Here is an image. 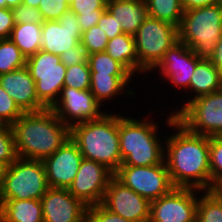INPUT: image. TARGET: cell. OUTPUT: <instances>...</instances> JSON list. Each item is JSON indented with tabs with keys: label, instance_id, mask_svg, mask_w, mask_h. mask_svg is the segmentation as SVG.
<instances>
[{
	"label": "cell",
	"instance_id": "49",
	"mask_svg": "<svg viewBox=\"0 0 222 222\" xmlns=\"http://www.w3.org/2000/svg\"><path fill=\"white\" fill-rule=\"evenodd\" d=\"M3 219V206H2V202L0 201V222H2Z\"/></svg>",
	"mask_w": 222,
	"mask_h": 222
},
{
	"label": "cell",
	"instance_id": "36",
	"mask_svg": "<svg viewBox=\"0 0 222 222\" xmlns=\"http://www.w3.org/2000/svg\"><path fill=\"white\" fill-rule=\"evenodd\" d=\"M39 11L44 21L58 20L69 9L67 0H41Z\"/></svg>",
	"mask_w": 222,
	"mask_h": 222
},
{
	"label": "cell",
	"instance_id": "34",
	"mask_svg": "<svg viewBox=\"0 0 222 222\" xmlns=\"http://www.w3.org/2000/svg\"><path fill=\"white\" fill-rule=\"evenodd\" d=\"M17 159L12 130H0V164L10 166Z\"/></svg>",
	"mask_w": 222,
	"mask_h": 222
},
{
	"label": "cell",
	"instance_id": "45",
	"mask_svg": "<svg viewBox=\"0 0 222 222\" xmlns=\"http://www.w3.org/2000/svg\"><path fill=\"white\" fill-rule=\"evenodd\" d=\"M23 0H6V8H13L22 4Z\"/></svg>",
	"mask_w": 222,
	"mask_h": 222
},
{
	"label": "cell",
	"instance_id": "40",
	"mask_svg": "<svg viewBox=\"0 0 222 222\" xmlns=\"http://www.w3.org/2000/svg\"><path fill=\"white\" fill-rule=\"evenodd\" d=\"M97 25L103 29L109 40L123 33L121 23H118L107 9L102 14Z\"/></svg>",
	"mask_w": 222,
	"mask_h": 222
},
{
	"label": "cell",
	"instance_id": "8",
	"mask_svg": "<svg viewBox=\"0 0 222 222\" xmlns=\"http://www.w3.org/2000/svg\"><path fill=\"white\" fill-rule=\"evenodd\" d=\"M48 188L43 160L17 158L5 169L0 199L40 200Z\"/></svg>",
	"mask_w": 222,
	"mask_h": 222
},
{
	"label": "cell",
	"instance_id": "42",
	"mask_svg": "<svg viewBox=\"0 0 222 222\" xmlns=\"http://www.w3.org/2000/svg\"><path fill=\"white\" fill-rule=\"evenodd\" d=\"M183 11H189L204 6L222 4V0H181Z\"/></svg>",
	"mask_w": 222,
	"mask_h": 222
},
{
	"label": "cell",
	"instance_id": "35",
	"mask_svg": "<svg viewBox=\"0 0 222 222\" xmlns=\"http://www.w3.org/2000/svg\"><path fill=\"white\" fill-rule=\"evenodd\" d=\"M15 24H43L44 19L41 12L36 7H31L25 4H20L11 8Z\"/></svg>",
	"mask_w": 222,
	"mask_h": 222
},
{
	"label": "cell",
	"instance_id": "6",
	"mask_svg": "<svg viewBox=\"0 0 222 222\" xmlns=\"http://www.w3.org/2000/svg\"><path fill=\"white\" fill-rule=\"evenodd\" d=\"M222 36V4L184 11L178 27V41L200 59H209Z\"/></svg>",
	"mask_w": 222,
	"mask_h": 222
},
{
	"label": "cell",
	"instance_id": "24",
	"mask_svg": "<svg viewBox=\"0 0 222 222\" xmlns=\"http://www.w3.org/2000/svg\"><path fill=\"white\" fill-rule=\"evenodd\" d=\"M3 206V219L8 222H43V209L40 200L0 199Z\"/></svg>",
	"mask_w": 222,
	"mask_h": 222
},
{
	"label": "cell",
	"instance_id": "1",
	"mask_svg": "<svg viewBox=\"0 0 222 222\" xmlns=\"http://www.w3.org/2000/svg\"><path fill=\"white\" fill-rule=\"evenodd\" d=\"M153 102V106L155 104L157 106L159 103L157 106L158 108L154 106L153 109L152 106V108L149 107L147 110L146 108H143L142 103V108H137L138 111L136 112L132 109V111L128 113L123 111L122 113H119L120 166H153L164 162L166 139V135L164 134L167 133L168 126L176 119V117L168 109L162 108L161 106L163 104L160 105V102ZM142 109L147 111L143 112L146 116L139 111ZM152 110H154V112L156 111L158 116ZM137 112H140L143 117ZM154 114H156V117ZM160 114H163L162 117Z\"/></svg>",
	"mask_w": 222,
	"mask_h": 222
},
{
	"label": "cell",
	"instance_id": "3",
	"mask_svg": "<svg viewBox=\"0 0 222 222\" xmlns=\"http://www.w3.org/2000/svg\"><path fill=\"white\" fill-rule=\"evenodd\" d=\"M11 128L17 158L44 160L70 139V128L51 108L23 113Z\"/></svg>",
	"mask_w": 222,
	"mask_h": 222
},
{
	"label": "cell",
	"instance_id": "38",
	"mask_svg": "<svg viewBox=\"0 0 222 222\" xmlns=\"http://www.w3.org/2000/svg\"><path fill=\"white\" fill-rule=\"evenodd\" d=\"M87 212L91 222H133L111 212L101 203L89 206Z\"/></svg>",
	"mask_w": 222,
	"mask_h": 222
},
{
	"label": "cell",
	"instance_id": "26",
	"mask_svg": "<svg viewBox=\"0 0 222 222\" xmlns=\"http://www.w3.org/2000/svg\"><path fill=\"white\" fill-rule=\"evenodd\" d=\"M108 0H72L69 9L78 16L82 32L96 26L106 10Z\"/></svg>",
	"mask_w": 222,
	"mask_h": 222
},
{
	"label": "cell",
	"instance_id": "48",
	"mask_svg": "<svg viewBox=\"0 0 222 222\" xmlns=\"http://www.w3.org/2000/svg\"><path fill=\"white\" fill-rule=\"evenodd\" d=\"M74 222H91L88 212H86L81 218L77 219Z\"/></svg>",
	"mask_w": 222,
	"mask_h": 222
},
{
	"label": "cell",
	"instance_id": "43",
	"mask_svg": "<svg viewBox=\"0 0 222 222\" xmlns=\"http://www.w3.org/2000/svg\"><path fill=\"white\" fill-rule=\"evenodd\" d=\"M209 60L222 72V36L218 40L213 55Z\"/></svg>",
	"mask_w": 222,
	"mask_h": 222
},
{
	"label": "cell",
	"instance_id": "16",
	"mask_svg": "<svg viewBox=\"0 0 222 222\" xmlns=\"http://www.w3.org/2000/svg\"><path fill=\"white\" fill-rule=\"evenodd\" d=\"M101 204L111 212L133 222H149L150 201L113 176Z\"/></svg>",
	"mask_w": 222,
	"mask_h": 222
},
{
	"label": "cell",
	"instance_id": "41",
	"mask_svg": "<svg viewBox=\"0 0 222 222\" xmlns=\"http://www.w3.org/2000/svg\"><path fill=\"white\" fill-rule=\"evenodd\" d=\"M15 26L11 8H0V40L8 39Z\"/></svg>",
	"mask_w": 222,
	"mask_h": 222
},
{
	"label": "cell",
	"instance_id": "7",
	"mask_svg": "<svg viewBox=\"0 0 222 222\" xmlns=\"http://www.w3.org/2000/svg\"><path fill=\"white\" fill-rule=\"evenodd\" d=\"M134 40L138 55V81H141L143 93L147 94V102L152 104L149 101H152L154 97L148 95L150 92L143 87L145 86L143 82L147 74L163 58L164 53L178 42V27L148 16L138 28Z\"/></svg>",
	"mask_w": 222,
	"mask_h": 222
},
{
	"label": "cell",
	"instance_id": "44",
	"mask_svg": "<svg viewBox=\"0 0 222 222\" xmlns=\"http://www.w3.org/2000/svg\"><path fill=\"white\" fill-rule=\"evenodd\" d=\"M0 130H12L11 124L0 115Z\"/></svg>",
	"mask_w": 222,
	"mask_h": 222
},
{
	"label": "cell",
	"instance_id": "23",
	"mask_svg": "<svg viewBox=\"0 0 222 222\" xmlns=\"http://www.w3.org/2000/svg\"><path fill=\"white\" fill-rule=\"evenodd\" d=\"M105 52L121 63L138 81V55L134 36L122 33L110 39Z\"/></svg>",
	"mask_w": 222,
	"mask_h": 222
},
{
	"label": "cell",
	"instance_id": "19",
	"mask_svg": "<svg viewBox=\"0 0 222 222\" xmlns=\"http://www.w3.org/2000/svg\"><path fill=\"white\" fill-rule=\"evenodd\" d=\"M0 85L23 113L47 109L37 97L35 81L26 66L1 74Z\"/></svg>",
	"mask_w": 222,
	"mask_h": 222
},
{
	"label": "cell",
	"instance_id": "15",
	"mask_svg": "<svg viewBox=\"0 0 222 222\" xmlns=\"http://www.w3.org/2000/svg\"><path fill=\"white\" fill-rule=\"evenodd\" d=\"M114 173L103 164L84 159L68 191L86 206L100 204Z\"/></svg>",
	"mask_w": 222,
	"mask_h": 222
},
{
	"label": "cell",
	"instance_id": "51",
	"mask_svg": "<svg viewBox=\"0 0 222 222\" xmlns=\"http://www.w3.org/2000/svg\"><path fill=\"white\" fill-rule=\"evenodd\" d=\"M219 92L222 94V74L220 77Z\"/></svg>",
	"mask_w": 222,
	"mask_h": 222
},
{
	"label": "cell",
	"instance_id": "4",
	"mask_svg": "<svg viewBox=\"0 0 222 222\" xmlns=\"http://www.w3.org/2000/svg\"><path fill=\"white\" fill-rule=\"evenodd\" d=\"M119 112L107 111L96 120L70 128V139L77 145L83 158L103 164L113 173L121 165Z\"/></svg>",
	"mask_w": 222,
	"mask_h": 222
},
{
	"label": "cell",
	"instance_id": "5",
	"mask_svg": "<svg viewBox=\"0 0 222 222\" xmlns=\"http://www.w3.org/2000/svg\"><path fill=\"white\" fill-rule=\"evenodd\" d=\"M200 60L201 59L194 53V51L191 48H189L186 44L178 41L164 53V56L159 61V63L147 74L146 76L147 78H145L144 80V82L147 81L145 83L146 84L145 87L148 88L147 86L150 85V83L154 82L153 84H151L153 86L150 85L149 87L152 89V91H154L152 93H154L155 99L157 97L155 95H158V92H159L160 95H158L157 97L158 101H160L161 103H163L165 100L167 102H170V103H167L165 101L163 103L164 104L163 108L165 109L170 108L171 102L172 104H173V101L174 103H176V100H178L189 89L191 77L193 75V72L195 70L197 63ZM159 82L160 83L162 82V83L160 84ZM156 83L158 84V86L157 85L155 86ZM166 83L168 84V86H170V89H167V91H169V93L170 91L171 93L173 92L174 95H172L171 93L168 94V92L164 90L166 88L165 86L167 85ZM159 84L162 86H160ZM152 87L155 88V90H153ZM159 89H161V91ZM172 89L175 91H173ZM180 91H181V94H180ZM160 92H162V94ZM163 93L165 96L163 95ZM166 94L169 95V97L166 96ZM168 98H171L172 101L168 100ZM173 98L174 99L176 98V99L174 100ZM168 104H169V107H168Z\"/></svg>",
	"mask_w": 222,
	"mask_h": 222
},
{
	"label": "cell",
	"instance_id": "33",
	"mask_svg": "<svg viewBox=\"0 0 222 222\" xmlns=\"http://www.w3.org/2000/svg\"><path fill=\"white\" fill-rule=\"evenodd\" d=\"M108 41L105 32L98 25L82 32L81 44L88 54L105 51Z\"/></svg>",
	"mask_w": 222,
	"mask_h": 222
},
{
	"label": "cell",
	"instance_id": "21",
	"mask_svg": "<svg viewBox=\"0 0 222 222\" xmlns=\"http://www.w3.org/2000/svg\"><path fill=\"white\" fill-rule=\"evenodd\" d=\"M221 74L222 72L209 59H201L195 67L189 89L182 95L184 98L180 97L181 101L178 100L177 103L171 104L168 110L173 115H176L193 99L202 95L218 92Z\"/></svg>",
	"mask_w": 222,
	"mask_h": 222
},
{
	"label": "cell",
	"instance_id": "25",
	"mask_svg": "<svg viewBox=\"0 0 222 222\" xmlns=\"http://www.w3.org/2000/svg\"><path fill=\"white\" fill-rule=\"evenodd\" d=\"M9 39L27 59L41 50L42 24H15Z\"/></svg>",
	"mask_w": 222,
	"mask_h": 222
},
{
	"label": "cell",
	"instance_id": "28",
	"mask_svg": "<svg viewBox=\"0 0 222 222\" xmlns=\"http://www.w3.org/2000/svg\"><path fill=\"white\" fill-rule=\"evenodd\" d=\"M148 16L179 27L184 11L181 0H146Z\"/></svg>",
	"mask_w": 222,
	"mask_h": 222
},
{
	"label": "cell",
	"instance_id": "32",
	"mask_svg": "<svg viewBox=\"0 0 222 222\" xmlns=\"http://www.w3.org/2000/svg\"><path fill=\"white\" fill-rule=\"evenodd\" d=\"M91 71L88 63L66 67L64 87L79 90L90 89Z\"/></svg>",
	"mask_w": 222,
	"mask_h": 222
},
{
	"label": "cell",
	"instance_id": "20",
	"mask_svg": "<svg viewBox=\"0 0 222 222\" xmlns=\"http://www.w3.org/2000/svg\"><path fill=\"white\" fill-rule=\"evenodd\" d=\"M40 201L43 222H74L81 218L88 208L65 188L49 187Z\"/></svg>",
	"mask_w": 222,
	"mask_h": 222
},
{
	"label": "cell",
	"instance_id": "9",
	"mask_svg": "<svg viewBox=\"0 0 222 222\" xmlns=\"http://www.w3.org/2000/svg\"><path fill=\"white\" fill-rule=\"evenodd\" d=\"M175 117L189 132L207 137L222 136V94L218 91L199 96Z\"/></svg>",
	"mask_w": 222,
	"mask_h": 222
},
{
	"label": "cell",
	"instance_id": "22",
	"mask_svg": "<svg viewBox=\"0 0 222 222\" xmlns=\"http://www.w3.org/2000/svg\"><path fill=\"white\" fill-rule=\"evenodd\" d=\"M106 9L121 23L123 33L134 36L148 17L146 1L108 0Z\"/></svg>",
	"mask_w": 222,
	"mask_h": 222
},
{
	"label": "cell",
	"instance_id": "29",
	"mask_svg": "<svg viewBox=\"0 0 222 222\" xmlns=\"http://www.w3.org/2000/svg\"><path fill=\"white\" fill-rule=\"evenodd\" d=\"M91 72L111 74L114 76H133L121 63L109 56L105 51L88 54Z\"/></svg>",
	"mask_w": 222,
	"mask_h": 222
},
{
	"label": "cell",
	"instance_id": "50",
	"mask_svg": "<svg viewBox=\"0 0 222 222\" xmlns=\"http://www.w3.org/2000/svg\"><path fill=\"white\" fill-rule=\"evenodd\" d=\"M0 8H6V0H0Z\"/></svg>",
	"mask_w": 222,
	"mask_h": 222
},
{
	"label": "cell",
	"instance_id": "10",
	"mask_svg": "<svg viewBox=\"0 0 222 222\" xmlns=\"http://www.w3.org/2000/svg\"><path fill=\"white\" fill-rule=\"evenodd\" d=\"M26 67L35 81L38 99L51 108L64 87L66 66L58 55L39 50L26 60Z\"/></svg>",
	"mask_w": 222,
	"mask_h": 222
},
{
	"label": "cell",
	"instance_id": "14",
	"mask_svg": "<svg viewBox=\"0 0 222 222\" xmlns=\"http://www.w3.org/2000/svg\"><path fill=\"white\" fill-rule=\"evenodd\" d=\"M199 190L173 188L150 202L149 222H196Z\"/></svg>",
	"mask_w": 222,
	"mask_h": 222
},
{
	"label": "cell",
	"instance_id": "47",
	"mask_svg": "<svg viewBox=\"0 0 222 222\" xmlns=\"http://www.w3.org/2000/svg\"><path fill=\"white\" fill-rule=\"evenodd\" d=\"M5 169H6V167L4 165L0 164V191L2 188V184H3V177H4Z\"/></svg>",
	"mask_w": 222,
	"mask_h": 222
},
{
	"label": "cell",
	"instance_id": "13",
	"mask_svg": "<svg viewBox=\"0 0 222 222\" xmlns=\"http://www.w3.org/2000/svg\"><path fill=\"white\" fill-rule=\"evenodd\" d=\"M51 109L69 128L79 123L96 120L107 112L90 89L79 90L71 87L62 88L58 100Z\"/></svg>",
	"mask_w": 222,
	"mask_h": 222
},
{
	"label": "cell",
	"instance_id": "2",
	"mask_svg": "<svg viewBox=\"0 0 222 222\" xmlns=\"http://www.w3.org/2000/svg\"><path fill=\"white\" fill-rule=\"evenodd\" d=\"M164 161L174 188L211 190L209 137L189 132L175 119L166 133Z\"/></svg>",
	"mask_w": 222,
	"mask_h": 222
},
{
	"label": "cell",
	"instance_id": "11",
	"mask_svg": "<svg viewBox=\"0 0 222 222\" xmlns=\"http://www.w3.org/2000/svg\"><path fill=\"white\" fill-rule=\"evenodd\" d=\"M134 78H135L134 76H114L111 74H98V72H91L90 91L94 95L95 99L101 104V106L106 111H119V109H118L119 107L124 108V105H126L125 107L126 108L128 107V108L127 109L124 108V110L122 108V109H120V111L127 113V111H132L131 109L133 107L130 105H134L135 110H137V108L135 106L141 105V104H139L141 97H143V100L145 98L141 92V88L139 87V85L141 83L140 82L138 83V81H136L137 79H134ZM137 83H138V85H137ZM137 90H139V92L141 94L137 93L138 92ZM137 96L139 98V100H137V102H138L137 104L135 103L136 100H134V103L133 102L130 103L128 101L129 98L131 99V101H133L132 100L133 98L137 99ZM122 100L124 101V103ZM125 100H127V101H125ZM113 102H115V104ZM126 102H127V104L129 103L130 105L128 104V106H127ZM112 103H113V105H112ZM117 104H119V105H117ZM121 105H123V106H121ZM130 107H131V109H130Z\"/></svg>",
	"mask_w": 222,
	"mask_h": 222
},
{
	"label": "cell",
	"instance_id": "31",
	"mask_svg": "<svg viewBox=\"0 0 222 222\" xmlns=\"http://www.w3.org/2000/svg\"><path fill=\"white\" fill-rule=\"evenodd\" d=\"M211 190L222 187V136L209 137Z\"/></svg>",
	"mask_w": 222,
	"mask_h": 222
},
{
	"label": "cell",
	"instance_id": "18",
	"mask_svg": "<svg viewBox=\"0 0 222 222\" xmlns=\"http://www.w3.org/2000/svg\"><path fill=\"white\" fill-rule=\"evenodd\" d=\"M83 156L69 139L55 153L43 160L49 187L68 189L79 170Z\"/></svg>",
	"mask_w": 222,
	"mask_h": 222
},
{
	"label": "cell",
	"instance_id": "39",
	"mask_svg": "<svg viewBox=\"0 0 222 222\" xmlns=\"http://www.w3.org/2000/svg\"><path fill=\"white\" fill-rule=\"evenodd\" d=\"M60 61L66 66L88 63L87 50L82 46L81 42L71 49L63 52L60 56Z\"/></svg>",
	"mask_w": 222,
	"mask_h": 222
},
{
	"label": "cell",
	"instance_id": "52",
	"mask_svg": "<svg viewBox=\"0 0 222 222\" xmlns=\"http://www.w3.org/2000/svg\"><path fill=\"white\" fill-rule=\"evenodd\" d=\"M215 191L222 197V187L215 189Z\"/></svg>",
	"mask_w": 222,
	"mask_h": 222
},
{
	"label": "cell",
	"instance_id": "12",
	"mask_svg": "<svg viewBox=\"0 0 222 222\" xmlns=\"http://www.w3.org/2000/svg\"><path fill=\"white\" fill-rule=\"evenodd\" d=\"M114 176L150 202L174 188L165 161L153 166H120Z\"/></svg>",
	"mask_w": 222,
	"mask_h": 222
},
{
	"label": "cell",
	"instance_id": "27",
	"mask_svg": "<svg viewBox=\"0 0 222 222\" xmlns=\"http://www.w3.org/2000/svg\"><path fill=\"white\" fill-rule=\"evenodd\" d=\"M196 217V222H222V197L215 190H199Z\"/></svg>",
	"mask_w": 222,
	"mask_h": 222
},
{
	"label": "cell",
	"instance_id": "37",
	"mask_svg": "<svg viewBox=\"0 0 222 222\" xmlns=\"http://www.w3.org/2000/svg\"><path fill=\"white\" fill-rule=\"evenodd\" d=\"M22 114L14 100L0 85V115L12 125Z\"/></svg>",
	"mask_w": 222,
	"mask_h": 222
},
{
	"label": "cell",
	"instance_id": "46",
	"mask_svg": "<svg viewBox=\"0 0 222 222\" xmlns=\"http://www.w3.org/2000/svg\"><path fill=\"white\" fill-rule=\"evenodd\" d=\"M41 0H23L22 3L31 7L39 8Z\"/></svg>",
	"mask_w": 222,
	"mask_h": 222
},
{
	"label": "cell",
	"instance_id": "30",
	"mask_svg": "<svg viewBox=\"0 0 222 222\" xmlns=\"http://www.w3.org/2000/svg\"><path fill=\"white\" fill-rule=\"evenodd\" d=\"M26 60L9 38L0 40V75L26 66Z\"/></svg>",
	"mask_w": 222,
	"mask_h": 222
},
{
	"label": "cell",
	"instance_id": "17",
	"mask_svg": "<svg viewBox=\"0 0 222 222\" xmlns=\"http://www.w3.org/2000/svg\"><path fill=\"white\" fill-rule=\"evenodd\" d=\"M82 31L78 16L72 10L65 11L58 20L42 24L41 50L60 56L81 42Z\"/></svg>",
	"mask_w": 222,
	"mask_h": 222
}]
</instances>
